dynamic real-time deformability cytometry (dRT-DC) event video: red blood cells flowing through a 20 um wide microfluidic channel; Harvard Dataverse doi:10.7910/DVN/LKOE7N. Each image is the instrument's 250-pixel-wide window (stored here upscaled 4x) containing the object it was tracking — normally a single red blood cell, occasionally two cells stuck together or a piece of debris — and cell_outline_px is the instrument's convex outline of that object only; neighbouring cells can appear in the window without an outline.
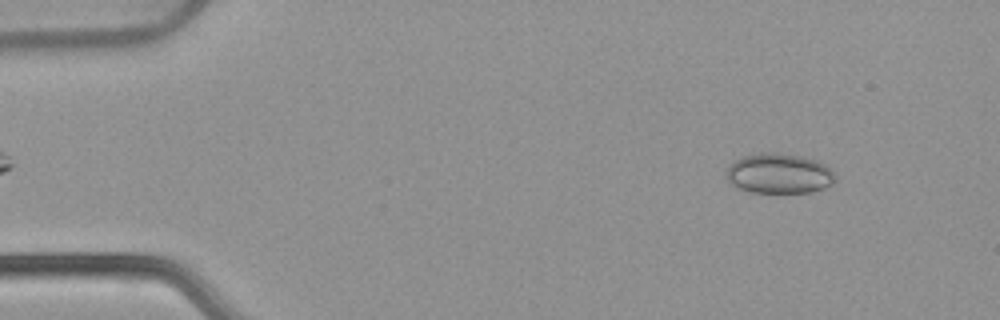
{"species": "common noctule bat (a hibernating species)", "species_latin": "Nyctalus noctula", "temperature_condition": "warm", "stored_images_in_passage": 51, "camera_frame_rate_fps": 3000, "um_per_image_px": 0.085, "animal": {"sex": "female", "body_mass_g": 22.7, "forearm_length_mm": 54.2}, "frame": {"image": 1, "passage_image": 5, "time_ms": 1.333, "image_size_px": [1000, 320], "cell_outline_px": [[836, 176], [832, 184], [824, 188], [812, 192], [752, 192], [736, 188], [728, 180], [728, 168], [736, 160], [744, 156], [760, 152], [780, 152], [800, 156], [816, 160], [824, 164]], "centroid_in_image_um": [66.23, 14.74], "position_along_channel_um": 18.8, "area_um2": 25.26}}
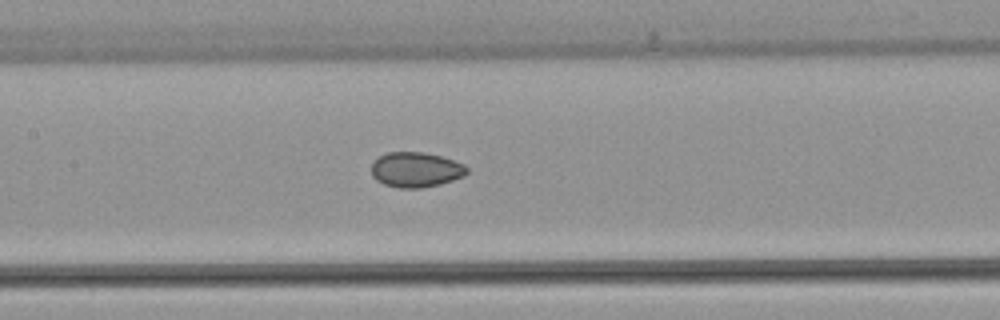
{"frame": {"image": 2, "passage_image": 24, "time_ms": 7.667, "image_size_px": [1000, 320], "cell_outline_px": [[468, 172], [464, 176], [440, 184], [420, 188], [400, 188], [384, 184], [376, 180], [372, 176], [372, 164], [380, 156], [388, 152], [424, 152], [440, 156], [464, 164], [468, 168]], "centroid_in_image_um": [35.35, 14.43], "position_along_channel_um": 172.0, "area_um2": 19.42}}
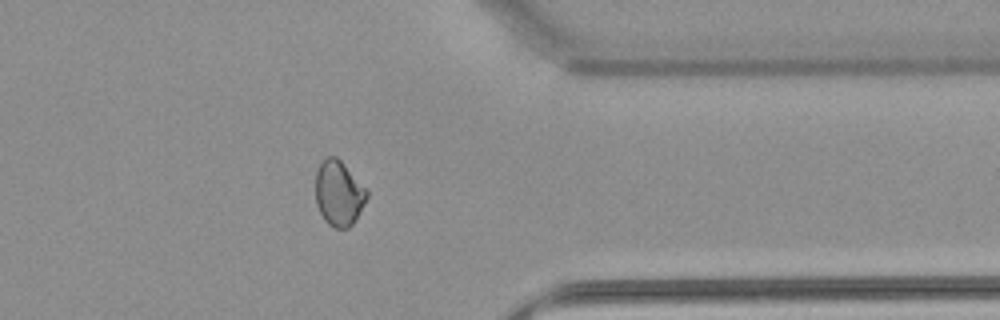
{"frame": {"image": 3, "passage_image": 41, "time_ms": 13.333, "image_size_px": [1000, 320], "cell_outline_px": [[368, 196], [356, 220], [348, 228], [336, 228], [328, 224], [324, 220], [316, 204], [316, 172], [320, 164], [328, 156], [336, 156], [344, 164], [368, 192]], "centroid_in_image_um": [28.79, 16.45], "position_along_channel_um": 382.6, "area_um2": 19.25}, "authors_computed_cell_mechanics": {"area_um2": 20.1144, "velocity_mm_per_s": 3.9005, "shape_relaxation_time_tau1_ms": null, "shape_relaxation_time_tau2_ms": 2.1637, "deformation_change_tau1": null, "deformation_change_tau2": 0.0452}}